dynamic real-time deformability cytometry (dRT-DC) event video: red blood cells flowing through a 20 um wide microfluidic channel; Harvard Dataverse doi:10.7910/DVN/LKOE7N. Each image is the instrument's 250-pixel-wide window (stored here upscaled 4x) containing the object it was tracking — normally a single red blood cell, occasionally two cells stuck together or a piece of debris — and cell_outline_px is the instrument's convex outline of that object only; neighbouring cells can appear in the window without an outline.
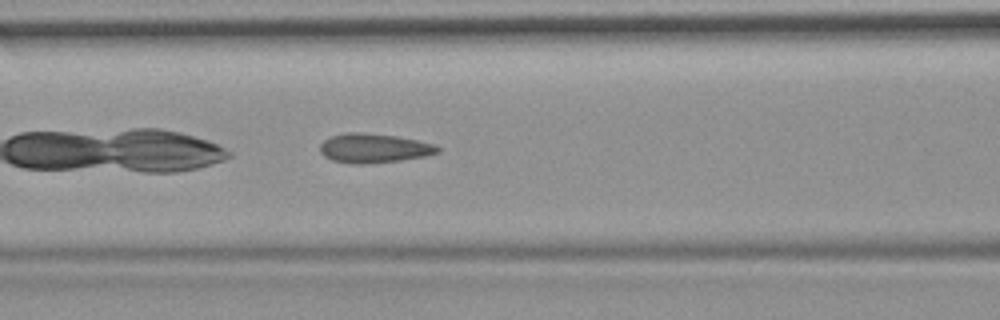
{"species": "common noctule bat (a hibernating species)", "species_latin": "Nyctalus noctula", "temperature_condition": "room temperature", "stored_images_in_passage": 34, "camera_frame_rate_fps": 3000, "um_per_image_px": 0.085, "animal": {"sex": "female", "body_mass_g": 19.9}, "frame": {"image": 1, "passage_image": 6, "time_ms": 1.667, "image_size_px": [1000, 320], "cell_outline_px": [[440, 152], [424, 156], [400, 160], [364, 164], [352, 164], [332, 160], [324, 156], [320, 152], [320, 144], [324, 140], [332, 136], [348, 132], [360, 132], [396, 136], [436, 144], [440, 148]], "centroid_in_image_um": [31.77, 12.6], "position_along_channel_um": 134.8, "area_um2": 20.0}}